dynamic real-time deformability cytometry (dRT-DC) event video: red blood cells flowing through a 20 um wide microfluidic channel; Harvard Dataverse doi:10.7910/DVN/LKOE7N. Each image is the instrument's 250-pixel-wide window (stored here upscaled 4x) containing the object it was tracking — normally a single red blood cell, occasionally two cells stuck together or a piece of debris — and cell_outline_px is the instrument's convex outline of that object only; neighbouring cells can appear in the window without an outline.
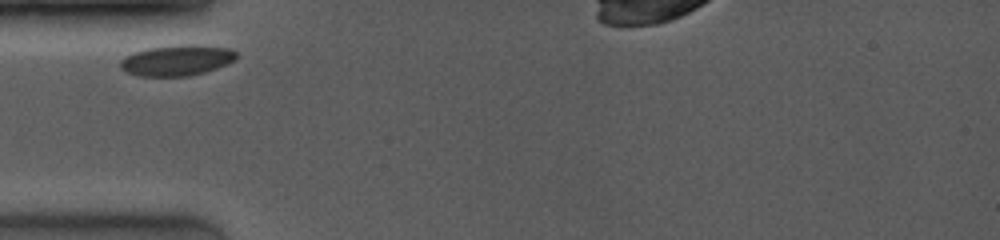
{"species": "common noctule bat (a hibernating species)", "species_latin": "Nyctalus noctula", "temperature_condition": "room temperature", "stored_images_in_passage": 16, "camera_frame_rate_fps": 4000, "um_per_image_px": 0.085, "animal": {"sex": "female", "body_mass_g": 19.0, "forearm_length_mm": 53.3}, "frame": {"image": 1, "passage_image": 1, "time_ms": 0.0, "image_size_px": [1000, 240], "cell_outline_px": [[236, 60], [228, 64], [204, 72], [188, 76], [140, 76], [128, 72], [120, 68], [120, 60], [124, 56], [148, 48], [180, 44], [196, 44], [228, 48], [236, 52]], "centroid_in_image_um": [15.04, 5.12], "position_along_channel_um": 70.0, "area_um2": 20.81}}
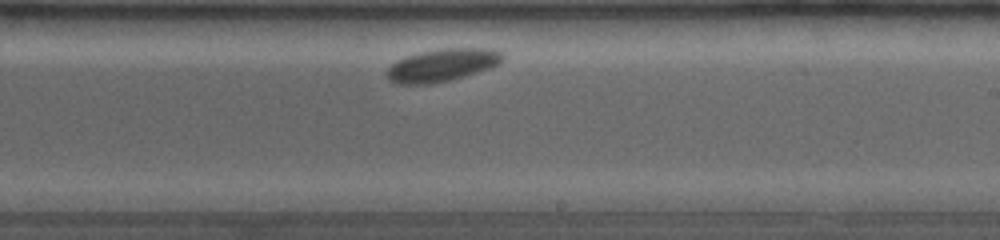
{"frame": {"image": 2, "passage_image": 10, "time_ms": 5.0, "image_size_px": [1000, 240], "cell_outline_px": [[504, 60], [500, 64], [452, 80], [432, 84], [392, 84], [388, 80], [384, 72], [396, 60], [404, 56], [420, 52], [440, 48], [492, 48], [500, 52], [504, 56]], "centroid_in_image_um": [37.54, 5.54], "position_along_channel_um": 251.5, "area_um2": 22.43}}
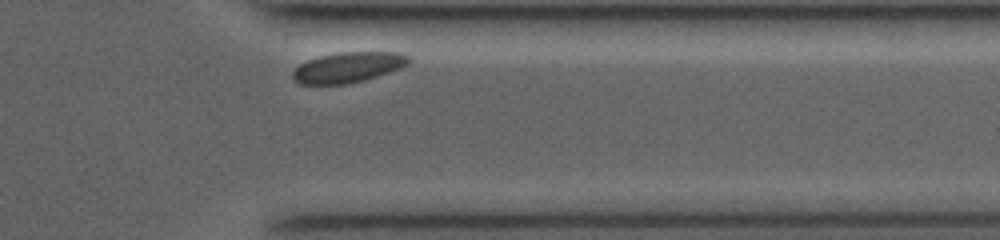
{"frame": {"image": 3, "passage_image": 16, "time_ms": 8.5, "image_size_px": [1000, 240], "cell_outline_px": [[412, 60], [408, 64], [400, 68], [364, 80], [348, 84], [300, 84], [292, 76], [292, 72], [300, 64], [308, 60], [320, 56], [336, 52], [400, 52], [408, 56]], "centroid_in_image_um": [29.6, 5.71], "position_along_channel_um": 381.8, "area_um2": 20.46}}